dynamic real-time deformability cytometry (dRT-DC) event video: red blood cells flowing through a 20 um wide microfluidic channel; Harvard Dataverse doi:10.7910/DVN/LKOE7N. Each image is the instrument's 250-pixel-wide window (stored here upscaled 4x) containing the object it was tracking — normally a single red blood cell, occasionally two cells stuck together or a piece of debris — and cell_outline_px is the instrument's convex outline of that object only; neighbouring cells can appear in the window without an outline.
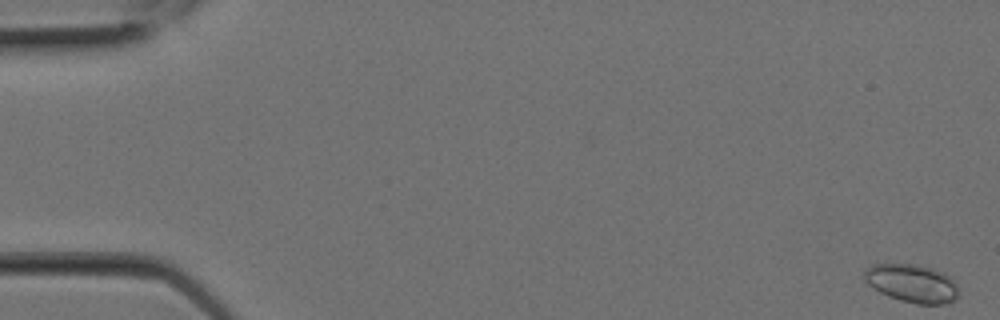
{"species": "Egyptian fruit bat (a non-hibernating species)", "species_latin": "Rousettus aegyptiacus", "temperature_condition": "room temperature", "stored_images_in_passage": 9, "camera_frame_rate_fps": 3000, "um_per_image_px": 0.085, "animal": {"sex": "female"}, "frame": {"image": 1, "passage_image": 1, "time_ms": 0.0, "image_size_px": [1000, 320], "cell_outline_px": [[960, 296], [944, 304], [916, 304], [900, 300], [888, 296], [872, 288], [864, 280], [864, 272], [872, 264], [912, 264], [932, 268], [944, 272], [960, 288]], "centroid_in_image_um": [77.54, 24.09], "position_along_channel_um": 7.5, "area_um2": 21.1}}
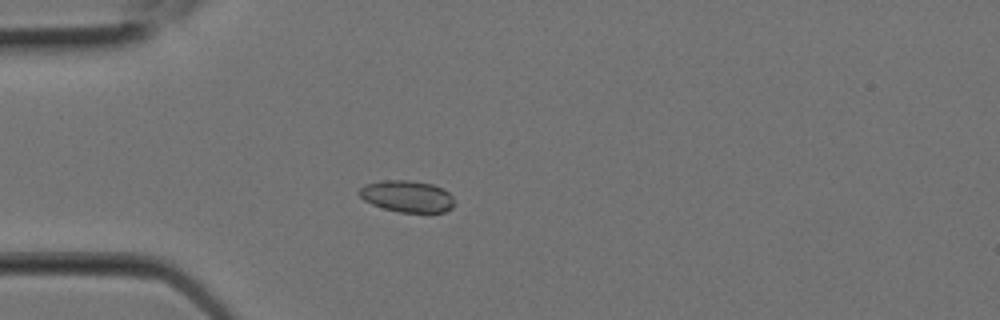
{"frame": {"image": 2, "passage_image": 7, "time_ms": 2.0, "image_size_px": [1000, 320], "cell_outline_px": [[452, 208], [444, 212], [400, 212], [384, 208], [372, 204], [364, 200], [356, 192], [364, 184], [384, 180], [412, 180], [432, 184], [448, 192], [452, 196]], "centroid_in_image_um": [34.56, 16.67], "position_along_channel_um": 50.4, "area_um2": 17.46}}
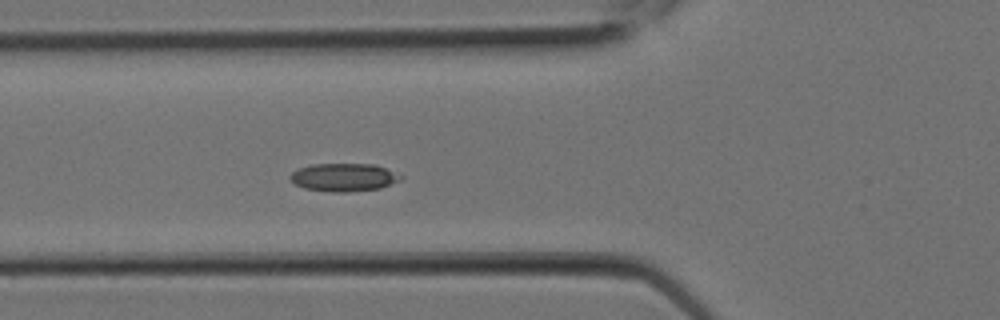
{"frame": {"image": 3, "passage_image": 9, "time_ms": 2.667, "image_size_px": [1000, 320], "cell_outline_px": [[404, 176], [400, 180], [380, 188], [348, 192], [328, 192], [304, 188], [296, 184], [288, 176], [296, 168], [312, 164], [376, 164]], "centroid_in_image_um": [29.2, 15.07], "position_along_channel_um": 96.6, "area_um2": 18.15}}